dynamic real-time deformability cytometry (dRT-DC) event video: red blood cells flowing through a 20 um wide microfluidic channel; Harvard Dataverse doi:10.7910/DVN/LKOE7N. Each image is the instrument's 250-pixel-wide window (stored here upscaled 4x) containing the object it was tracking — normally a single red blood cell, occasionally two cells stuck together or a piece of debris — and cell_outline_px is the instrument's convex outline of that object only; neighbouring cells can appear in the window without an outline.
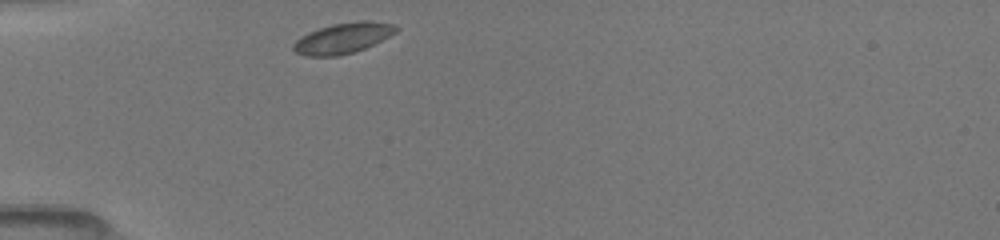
{"species": "common noctule bat (a hibernating species)", "species_latin": "Nyctalus noctula", "temperature_condition": "room temperature", "stored_images_in_passage": 31, "camera_frame_rate_fps": 3000, "um_per_image_px": 0.085, "animal": {"sex": "female", "body_mass_g": 19.5, "forearm_length_mm": 54.1}, "frame": {"image": 1, "passage_image": 1, "time_ms": 0.0, "image_size_px": [1000, 240], "cell_outline_px": [[400, 28], [396, 32], [364, 48], [352, 52], [336, 56], [304, 56], [296, 52], [292, 48], [292, 44], [300, 36], [308, 32], [332, 24], [360, 20], [364, 20], [396, 24]], "centroid_in_image_um": [29.12, 3.23], "position_along_channel_um": 55.9, "area_um2": 18.21}}
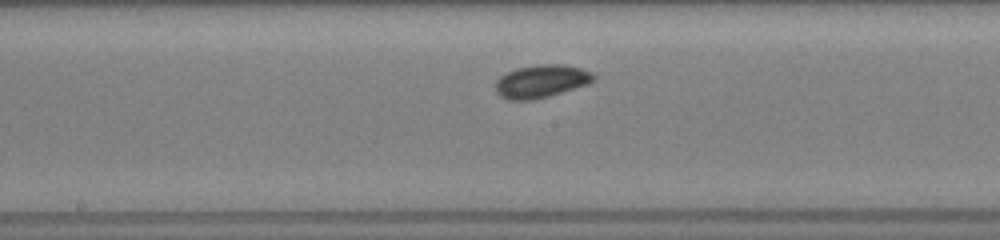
{"frame": {"image": 2, "passage_image": 13, "time_ms": 4.0, "image_size_px": [1000, 240], "cell_outline_px": [[596, 80], [588, 84], [548, 96], [532, 100], [508, 100], [500, 96], [496, 92], [496, 80], [500, 76], [516, 68], [540, 64], [564, 64], [580, 68], [592, 72], [596, 76]], "centroid_in_image_um": [46.02, 6.9], "position_along_channel_um": 202.2, "area_um2": 18.84}}
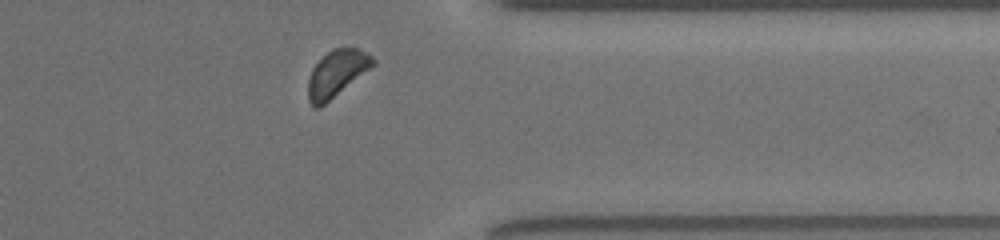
{"frame": {"image": 3, "passage_image": 27, "time_ms": 8.667, "image_size_px": [1000, 240], "cell_outline_px": [[376, 64], [320, 108], [316, 108], [308, 100], [308, 76], [312, 68], [332, 48], [360, 48], [372, 56], [376, 60]], "centroid_in_image_um": [28.63, 6.24], "position_along_channel_um": 382.8, "area_um2": 17.57}}